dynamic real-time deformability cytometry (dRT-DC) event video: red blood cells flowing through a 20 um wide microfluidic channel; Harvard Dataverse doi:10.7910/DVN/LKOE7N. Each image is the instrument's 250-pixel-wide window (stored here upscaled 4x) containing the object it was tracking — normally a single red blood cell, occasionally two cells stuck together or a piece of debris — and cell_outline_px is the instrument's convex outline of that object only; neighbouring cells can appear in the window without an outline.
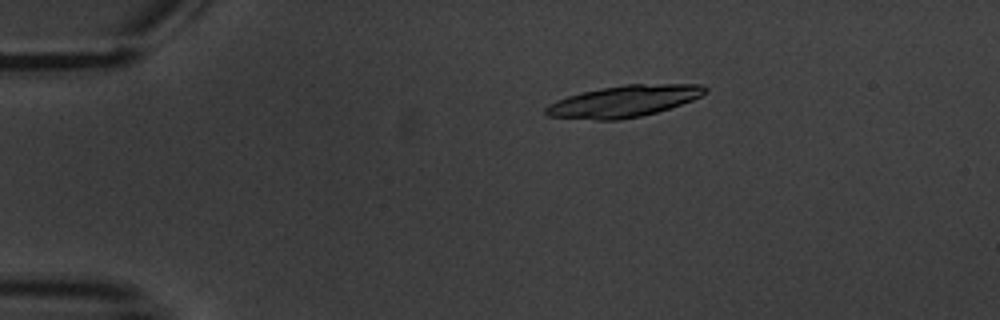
{"species": "common noctule bat (a hibernating species)", "species_latin": "Nyctalus noctula", "temperature_condition": "warm", "stored_images_in_passage": 7, "camera_frame_rate_fps": 3000, "um_per_image_px": 0.085, "animal": {"sex": "male", "body_mass_g": 20.1, "forearm_length_mm": 53.5}, "frame": {"image": 1, "passage_image": 4, "time_ms": 3.667, "image_size_px": [1000, 320], "cell_outline_px": [[708, 92], [692, 100], [656, 112], [640, 116], [620, 120], [596, 120], [548, 116], [544, 112], [544, 108], [548, 104], [556, 100], [580, 92], [600, 88], [624, 84], [700, 84], [708, 88]], "centroid_in_image_um": [53.0, 8.6], "position_along_channel_um": 32.0, "area_um2": 29.3}}